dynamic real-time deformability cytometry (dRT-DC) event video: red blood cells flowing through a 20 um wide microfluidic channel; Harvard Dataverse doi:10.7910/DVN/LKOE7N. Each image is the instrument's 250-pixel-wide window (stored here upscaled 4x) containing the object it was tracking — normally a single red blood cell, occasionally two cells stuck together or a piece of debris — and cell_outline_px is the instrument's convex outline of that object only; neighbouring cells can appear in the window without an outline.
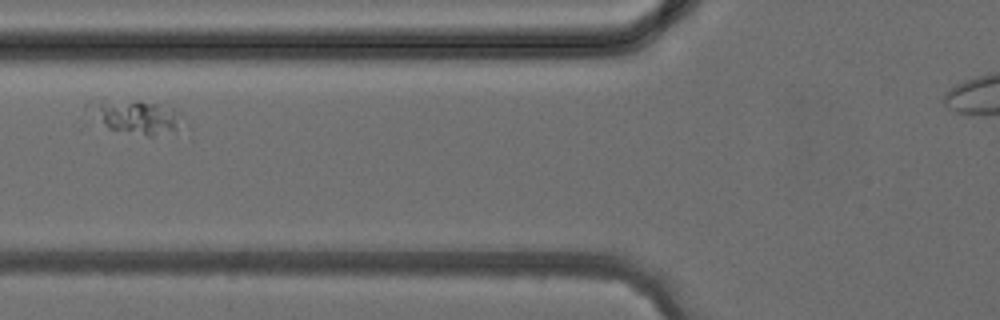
{"species": "common noctule bat (a hibernating species)", "species_latin": "Nyctalus noctula", "temperature_condition": "cold", "stored_images_in_passage": 3, "camera_frame_rate_fps": 3000, "um_per_image_px": 0.085, "animal": {"sex": "female", "body_mass_g": 24.6, "forearm_length_mm": 56.2}, "frame": {"image": 1, "passage_image": 3, "time_ms": 2.333, "image_size_px": [1000, 320], "cell_outline_px": [[180, 112], [176, 128], [152, 136], [148, 136], [108, 128], [100, 124], [84, 104], [88, 100], [104, 96], [140, 100], [172, 108]], "centroid_in_image_um": [11.32, 9.81], "position_along_channel_um": 114.5, "area_um2": 18.73}}